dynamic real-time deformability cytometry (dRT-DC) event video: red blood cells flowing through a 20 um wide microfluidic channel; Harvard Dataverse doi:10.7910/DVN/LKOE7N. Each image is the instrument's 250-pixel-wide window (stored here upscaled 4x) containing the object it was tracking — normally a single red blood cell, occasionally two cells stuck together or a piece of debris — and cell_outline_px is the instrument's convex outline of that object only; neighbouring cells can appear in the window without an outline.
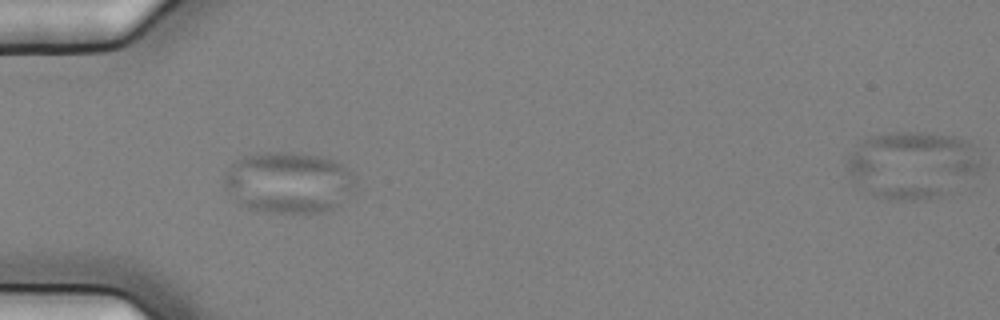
{"species": "common noctule bat (a hibernating species)", "species_latin": "Nyctalus noctula", "temperature_condition": "cold", "stored_images_in_passage": 40, "camera_frame_rate_fps": 3000, "um_per_image_px": 0.085, "animal": {"sex": "female", "body_mass_g": 25.1}, "frame": {"image": 1, "passage_image": 2, "time_ms": 0.333, "image_size_px": [1000, 320], "cell_outline_px": [[356, 196], [324, 212], [268, 212], [248, 208], [240, 204], [224, 188], [224, 172], [240, 156], [264, 152], [296, 152], [320, 156], [332, 160], [340, 164], [352, 172], [356, 180]], "centroid_in_image_um": [24.57, 15.51], "position_along_channel_um": 60.4, "area_um2": 47.63}}
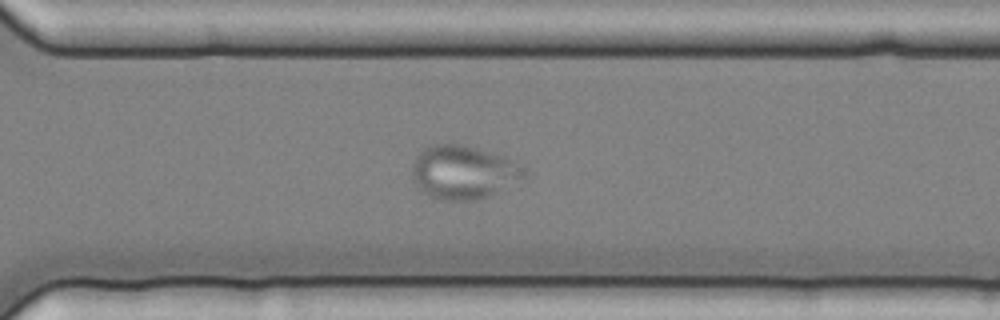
{"frame": {"image": 2, "passage_image": 25, "time_ms": 8.0, "image_size_px": [1000, 320], "cell_outline_px": [[528, 172], [524, 176], [496, 192], [488, 196], [476, 200], [444, 200], [432, 196], [424, 192], [416, 184], [412, 176], [412, 164], [416, 156], [424, 148], [432, 144], [460, 144], [500, 156], [524, 164], [528, 168]], "centroid_in_image_um": [39.38, 14.63], "position_along_channel_um": 331.2, "area_um2": 34.45}}
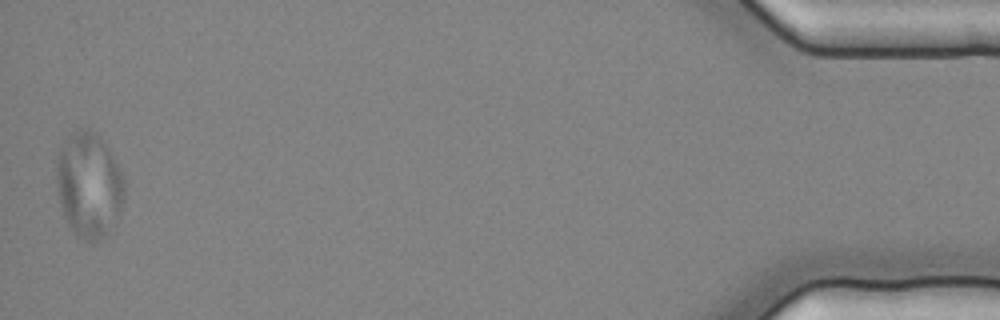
{"frame": {"image": 3, "passage_image": 40, "time_ms": 13.0, "image_size_px": [1000, 320], "cell_outline_px": [[124, 200], [120, 208], [104, 236], [92, 244], [76, 236], [68, 224], [64, 216], [60, 204], [56, 176], [56, 164], [60, 148], [68, 132], [80, 128], [88, 128], [96, 132], [100, 136], [116, 160], [124, 176]], "centroid_in_image_um": [7.54, 15.66], "position_along_channel_um": 427.7, "area_um2": 41.85}}